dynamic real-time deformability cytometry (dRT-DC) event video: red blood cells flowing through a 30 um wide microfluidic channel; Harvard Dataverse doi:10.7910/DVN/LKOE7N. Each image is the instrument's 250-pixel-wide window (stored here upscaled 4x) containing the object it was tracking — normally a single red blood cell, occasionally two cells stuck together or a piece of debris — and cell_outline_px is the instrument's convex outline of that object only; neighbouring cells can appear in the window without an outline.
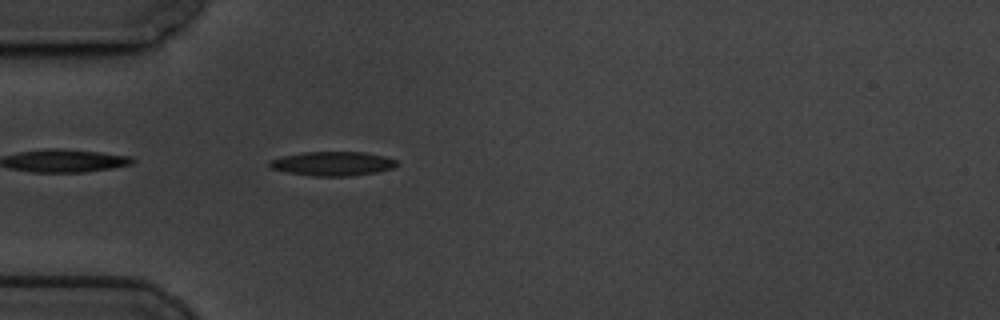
{"species": "common noctule bat (a hibernating species)", "species_latin": "Nyctalus noctula", "temperature_condition": "cold", "stored_images_in_passage": 42, "camera_frame_rate_fps": 3000, "um_per_image_px": 0.085, "animal": {"sex": "male", "body_mass_g": 19.5, "forearm_length_mm": 54.6}, "frame": {"image": 1, "passage_image": 1, "time_ms": 0.0, "image_size_px": [1000, 320], "cell_outline_px": [[400, 164], [392, 168], [376, 172], [352, 176], [312, 176], [288, 172], [272, 168], [268, 164], [268, 160], [280, 156], [304, 152], [364, 152], [384, 156], [396, 160]], "centroid_in_image_um": [28.27, 13.9], "position_along_channel_um": 56.7, "area_um2": 17.98}}
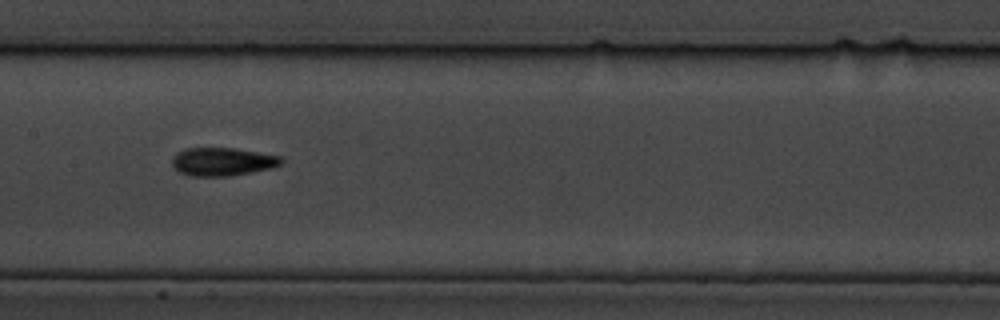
{"frame": {"image": 2, "passage_image": 13, "time_ms": 4.0, "image_size_px": [1000, 320], "cell_outline_px": [[284, 160], [280, 164], [268, 168], [252, 172], [228, 176], [192, 176], [180, 172], [172, 164], [172, 160], [176, 152], [184, 148], [232, 148], [280, 156]], "centroid_in_image_um": [18.87, 13.74], "position_along_channel_um": 188.5, "area_um2": 17.69}}
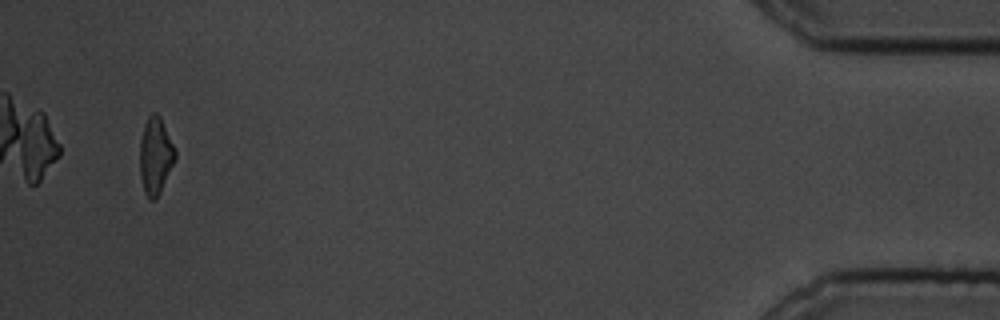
{"frame": {"image": 3, "passage_image": 40, "time_ms": 13.0, "image_size_px": [1000, 320], "cell_outline_px": [[176, 160], [160, 192], [152, 200], [148, 200], [144, 192], [140, 176], [140, 140], [144, 124], [148, 116], [152, 112], [156, 112], [160, 116], [176, 152]], "centroid_in_image_um": [13.21, 13.24], "position_along_channel_um": 422.0, "area_um2": 15.84}, "authors_computed_cell_mechanics": {"area_um2": 17.2244, "velocity_mm_per_s": 3.4338, "shape_relaxation_time_tau1_ms": 3.6525, "shape_relaxation_time_tau2_ms": 3.1162, "deformation_change_tau1": 0.1399, "deformation_change_tau2": 0.1136}}